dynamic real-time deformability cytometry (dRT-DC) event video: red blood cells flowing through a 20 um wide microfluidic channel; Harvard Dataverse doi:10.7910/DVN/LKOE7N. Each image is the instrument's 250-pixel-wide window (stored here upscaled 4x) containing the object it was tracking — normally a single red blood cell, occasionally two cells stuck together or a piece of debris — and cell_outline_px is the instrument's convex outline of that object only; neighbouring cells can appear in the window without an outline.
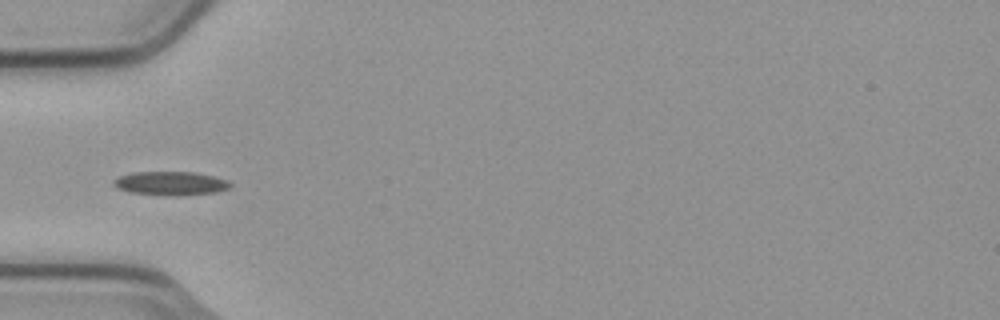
{"species": "common noctule bat (a hibernating species)", "species_latin": "Nyctalus noctula", "temperature_condition": "cold", "stored_images_in_passage": 7, "camera_frame_rate_fps": 3000, "um_per_image_px": 0.085, "animal": {"sex": "male", "body_mass_g": 23.1, "forearm_length_mm": 52.7}, "frame": {"image": 1, "passage_image": 4, "time_ms": 1.0, "image_size_px": [1000, 320], "cell_outline_px": [[232, 184], [228, 188], [216, 192], [180, 196], [172, 196], [128, 192], [116, 188], [112, 184], [112, 180], [120, 176], [132, 172], [196, 172], [228, 180]], "centroid_in_image_um": [14.47, 15.59], "position_along_channel_um": 70.5, "area_um2": 16.3}}
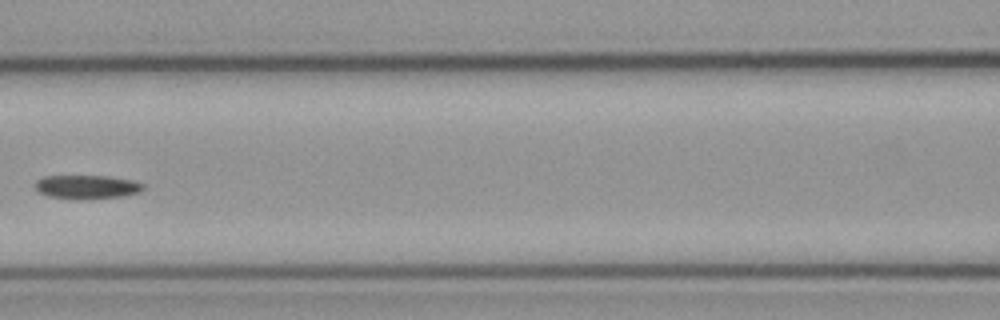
{"frame": {"image": 2, "passage_image": 6, "time_ms": 1.667, "image_size_px": [1000, 320], "cell_outline_px": [[144, 188], [140, 192], [124, 196], [88, 200], [72, 200], [48, 196], [36, 192], [36, 180], [44, 176], [104, 176], [132, 180], [144, 184]], "centroid_in_image_um": [7.36, 15.91], "position_along_channel_um": 159.2, "area_um2": 15.32}}
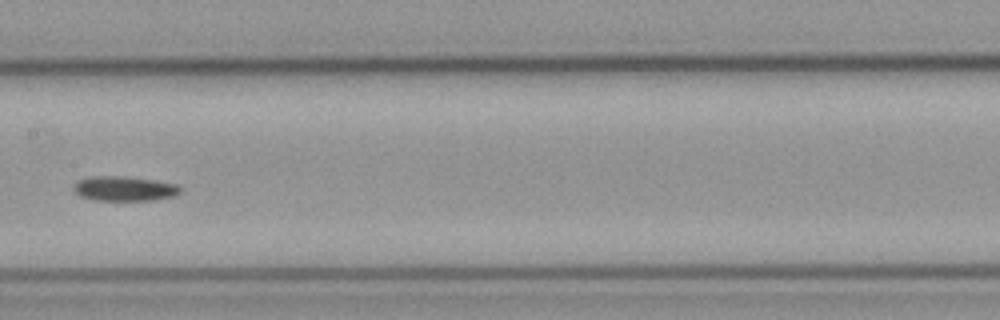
{"frame": {"image": 3, "passage_image": 7, "time_ms": 2.0, "image_size_px": [1000, 320], "cell_outline_px": [[184, 188], [176, 196], [152, 200], [92, 200], [80, 196], [72, 192], [72, 188], [80, 180], [92, 176], [124, 176], [156, 180], [176, 184]], "centroid_in_image_um": [10.59, 16.03], "position_along_channel_um": 196.8, "area_um2": 15.55}}